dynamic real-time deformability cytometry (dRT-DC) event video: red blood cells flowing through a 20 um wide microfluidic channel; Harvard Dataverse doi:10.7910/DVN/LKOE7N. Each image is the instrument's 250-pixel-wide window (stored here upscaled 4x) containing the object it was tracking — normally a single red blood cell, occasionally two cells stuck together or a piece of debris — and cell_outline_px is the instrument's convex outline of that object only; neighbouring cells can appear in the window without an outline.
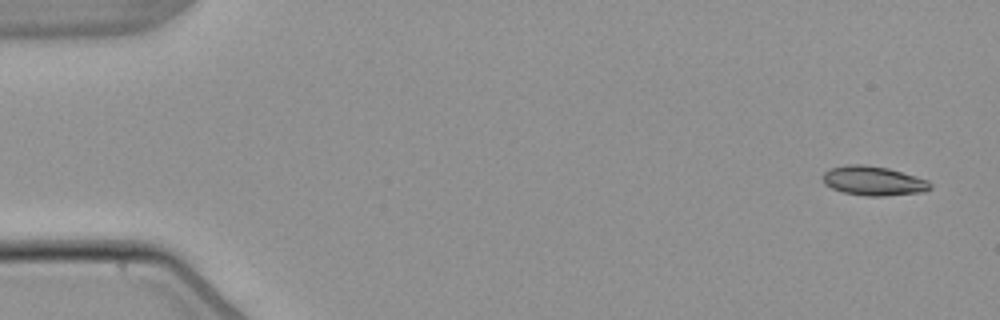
{"species": "common noctule bat (a hibernating species)", "species_latin": "Nyctalus noctula", "temperature_condition": "warm", "stored_images_in_passage": 4, "camera_frame_rate_fps": 3000, "um_per_image_px": 0.085, "animal": {"sex": "male", "body_mass_g": 21.5, "forearm_length_mm": 52.0}, "frame": {"image": 1, "passage_image": 1, "time_ms": 0.0, "image_size_px": [1000, 320], "cell_outline_px": [[932, 188], [924, 192], [884, 196], [868, 196], [844, 192], [832, 188], [824, 184], [820, 176], [824, 172], [832, 168], [848, 164], [864, 164], [888, 168], [916, 176], [928, 180], [932, 184]], "centroid_in_image_um": [74.24, 15.37], "position_along_channel_um": 10.8, "area_um2": 18.5}}
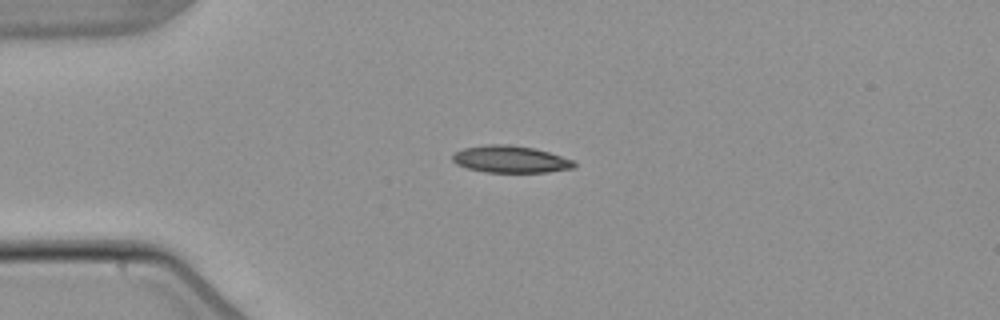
{"frame": {"image": 2, "passage_image": 4, "time_ms": 3.667, "image_size_px": [1000, 320], "cell_outline_px": [[576, 164], [572, 168], [548, 172], [484, 172], [468, 168], [456, 164], [452, 160], [452, 156], [456, 152], [464, 148], [488, 144], [504, 144], [532, 148], [548, 152], [572, 160]], "centroid_in_image_um": [43.35, 13.54], "position_along_channel_um": 41.6, "area_um2": 18.84}}